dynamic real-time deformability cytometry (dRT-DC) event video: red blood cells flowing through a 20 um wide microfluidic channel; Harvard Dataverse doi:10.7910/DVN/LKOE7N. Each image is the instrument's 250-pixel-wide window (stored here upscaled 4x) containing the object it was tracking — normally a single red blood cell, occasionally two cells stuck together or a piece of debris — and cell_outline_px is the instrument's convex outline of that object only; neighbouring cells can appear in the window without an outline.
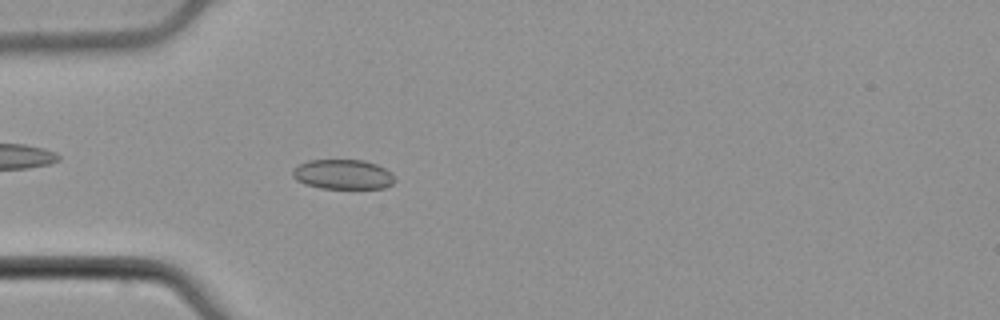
{"species": "common noctule bat (a hibernating species)", "species_latin": "Nyctalus noctula", "temperature_condition": "cold", "stored_images_in_passage": 38, "camera_frame_rate_fps": 3000, "um_per_image_px": 0.085, "animal": {"sex": "male", "body_mass_g": 21.5, "forearm_length_mm": 52.0}, "frame": {"image": 1, "passage_image": 1, "time_ms": 0.0, "image_size_px": [1000, 320], "cell_outline_px": [[396, 180], [392, 184], [384, 188], [320, 188], [304, 184], [296, 180], [292, 176], [292, 172], [300, 164], [308, 160], [364, 160], [376, 164], [392, 172]], "centroid_in_image_um": [29.17, 14.82], "position_along_channel_um": 55.8, "area_um2": 17.74}}
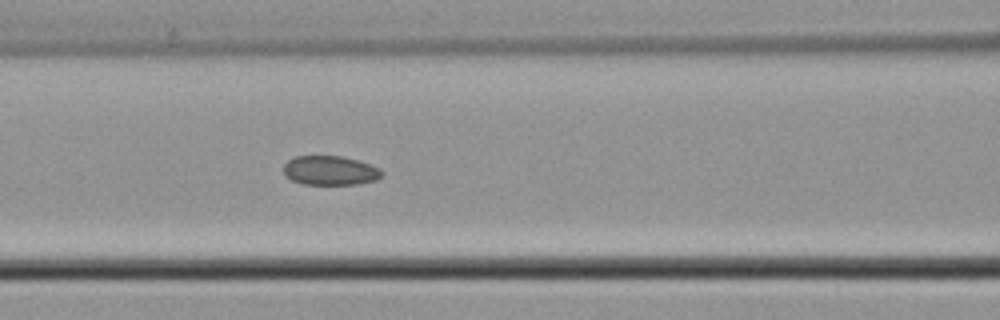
{"frame": {"image": 2, "passage_image": 8, "time_ms": 2.333, "image_size_px": [1000, 320], "cell_outline_px": [[384, 172], [376, 180], [356, 184], [304, 184], [292, 180], [284, 176], [284, 164], [288, 160], [296, 156], [344, 156], [360, 160], [380, 168]], "centroid_in_image_um": [28.07, 14.48], "position_along_channel_um": 138.5, "area_um2": 16.88}}
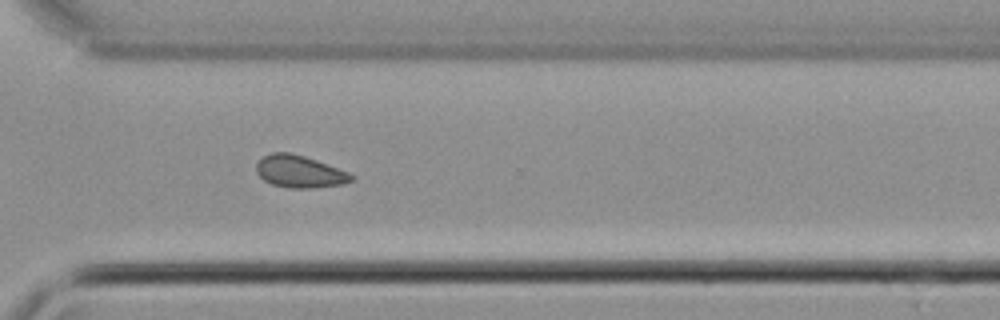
{"frame": {"image": 3, "passage_image": 24, "time_ms": 7.667, "image_size_px": [1000, 320], "cell_outline_px": [[356, 176], [352, 180], [344, 184], [312, 188], [288, 188], [272, 184], [264, 180], [256, 172], [256, 164], [264, 156], [272, 152], [288, 152], [304, 156], [316, 160], [348, 172]], "centroid_in_image_um": [25.47, 14.59], "position_along_channel_um": 345.1, "area_um2": 17.8}, "authors_computed_cell_mechanics": {"area_um2": 17.4556, "velocity_mm_per_s": 3.8731, "shape_relaxation_time_tau1_ms": null, "shape_relaxation_time_tau2_ms": 6.9363, "deformation_change_tau1": null, "deformation_change_tau2": 0.0869}}